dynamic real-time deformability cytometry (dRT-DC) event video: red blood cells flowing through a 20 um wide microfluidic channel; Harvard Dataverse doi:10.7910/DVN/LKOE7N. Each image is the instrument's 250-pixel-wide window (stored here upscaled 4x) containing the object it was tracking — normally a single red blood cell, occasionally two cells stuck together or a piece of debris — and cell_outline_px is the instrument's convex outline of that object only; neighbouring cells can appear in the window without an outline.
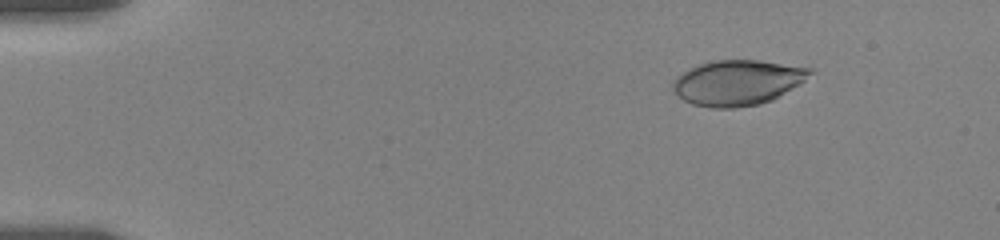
{"species": "human", "species_latin": "Homo sapiens", "temperature_condition": "room temperature", "stored_images_in_passage": 25, "camera_frame_rate_fps": 3000, "um_per_image_px": 0.085, "donor": {"sex": "female"}, "frame": {"image": 1, "passage_image": 4, "time_ms": 2.333, "image_size_px": [1000, 240], "cell_outline_px": [[816, 72], [804, 80], [772, 100], [760, 104], [736, 108], [712, 108], [692, 104], [684, 100], [672, 92], [672, 84], [676, 76], [688, 68], [712, 60], [760, 60], [812, 68]], "centroid_in_image_um": [62.66, 7.02], "position_along_channel_um": 22.3, "area_um2": 36.36}}
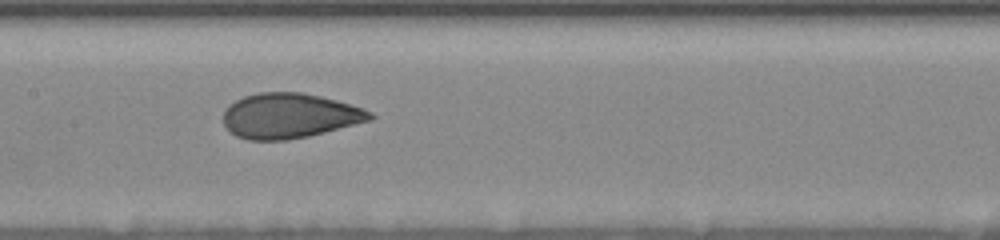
{"frame": {"image": 2, "passage_image": 14, "time_ms": 9.667, "image_size_px": [1000, 240], "cell_outline_px": [[376, 116], [372, 120], [308, 136], [284, 140], [248, 140], [236, 136], [224, 124], [224, 112], [228, 104], [244, 96], [260, 92], [304, 92], [336, 100], [364, 108], [372, 112]], "centroid_in_image_um": [24.62, 9.83], "position_along_channel_um": 182.8, "area_um2": 38.49}}
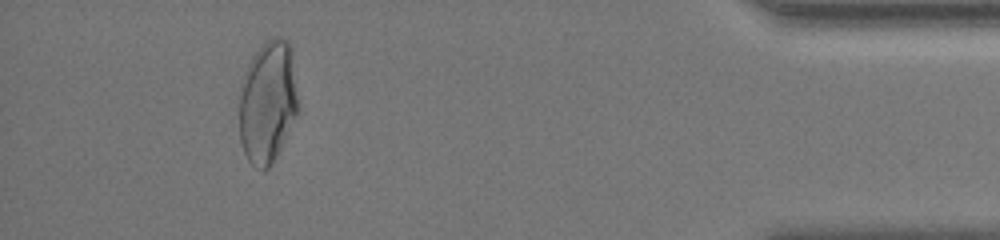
{"frame": {"image": 3, "passage_image": 24, "time_ms": 17.667, "image_size_px": [1000, 240], "cell_outline_px": [[300, 108], [280, 148], [268, 168], [264, 172], [252, 164], [248, 160], [244, 152], [240, 140], [240, 84], [244, 72], [252, 56], [268, 40], [276, 36], [280, 36], [288, 40], [292, 48]], "centroid_in_image_um": [22.78, 8.63], "position_along_channel_um": 412.4, "area_um2": 42.37}, "authors_computed_cell_mechanics": {"area_um2": 38.148, "velocity_mm_per_s": 3.5015, "shape_relaxation_time_tau1_ms": 5.7663, "shape_relaxation_time_tau2_ms": null, "deformation_change_tau1": 0.1552, "deformation_change_tau2": null}}